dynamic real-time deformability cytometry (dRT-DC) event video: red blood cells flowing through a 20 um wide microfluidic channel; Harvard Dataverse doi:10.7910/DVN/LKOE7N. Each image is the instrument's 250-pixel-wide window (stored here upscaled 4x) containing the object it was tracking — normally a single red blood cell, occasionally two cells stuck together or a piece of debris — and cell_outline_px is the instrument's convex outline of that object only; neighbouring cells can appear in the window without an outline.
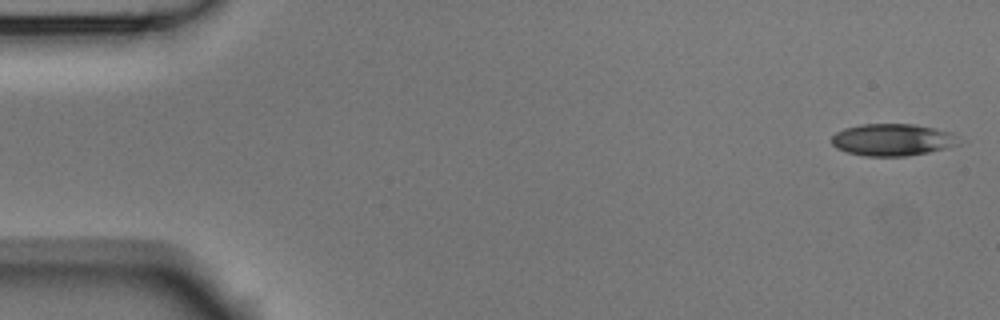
{"species": "Egyptian fruit bat (a non-hibernating species)", "species_latin": "Rousettus aegyptiacus", "temperature_condition": "room temperature", "stored_images_in_passage": 5, "camera_frame_rate_fps": 3000, "um_per_image_px": 0.085, "animal": {"sex": "male"}, "frame": {"image": 1, "passage_image": 1, "time_ms": 0.0, "image_size_px": [1000, 320], "cell_outline_px": [[956, 144], [944, 148], [928, 152], [908, 156], [864, 156], [848, 152], [836, 148], [832, 144], [832, 136], [836, 132], [844, 128], [860, 124], [912, 124], [952, 132]], "centroid_in_image_um": [75.77, 11.88], "position_along_channel_um": 9.2, "area_um2": 23.35}}
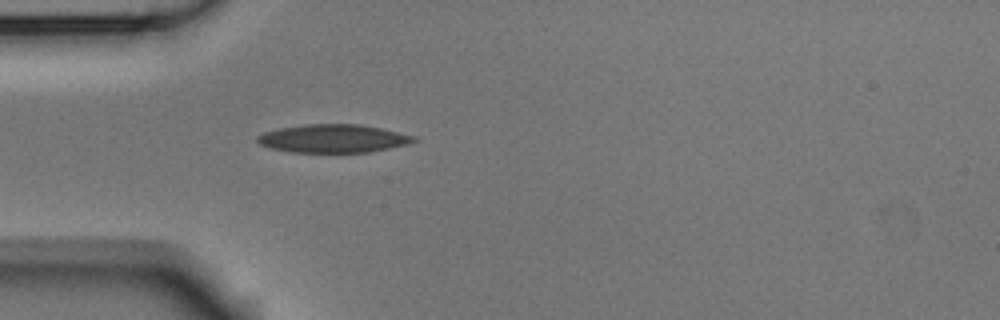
{"frame": {"image": 2, "passage_image": 5, "time_ms": 1.333, "image_size_px": [1000, 320], "cell_outline_px": [[420, 140], [388, 148], [368, 152], [292, 152], [272, 148], [260, 144], [256, 140], [256, 136], [264, 132], [280, 128], [304, 124], [360, 124], [380, 128], [416, 136]], "centroid_in_image_um": [28.31, 11.76], "position_along_channel_um": 56.7, "area_um2": 25.55}}